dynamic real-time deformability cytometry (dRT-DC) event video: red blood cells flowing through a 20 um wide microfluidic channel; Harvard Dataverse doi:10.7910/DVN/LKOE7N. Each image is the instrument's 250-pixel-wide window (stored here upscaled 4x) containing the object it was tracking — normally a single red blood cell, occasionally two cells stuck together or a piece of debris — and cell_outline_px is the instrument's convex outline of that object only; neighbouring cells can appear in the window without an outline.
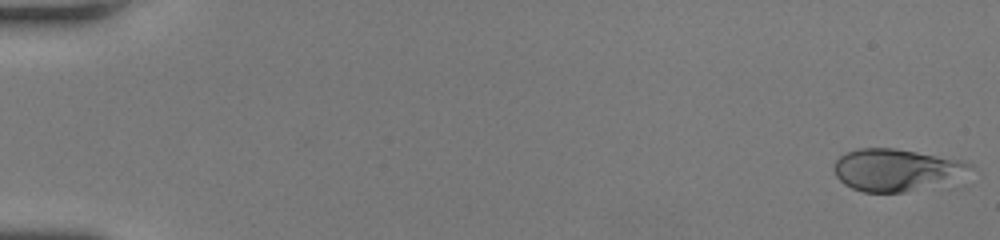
{"species": "human", "species_latin": "Homo sapiens", "temperature_condition": "room temperature", "stored_images_in_passage": 50, "camera_frame_rate_fps": 3000, "um_per_image_px": 0.085, "donor": {"sex": "female"}, "frame": {"image": 1, "passage_image": 1, "time_ms": 0.0, "image_size_px": [1000, 240], "cell_outline_px": [[972, 168], [904, 192], [864, 192], [852, 188], [844, 184], [836, 176], [836, 160], [840, 156], [856, 148], [892, 148], [964, 160], [972, 164]], "centroid_in_image_um": [75.99, 14.39], "position_along_channel_um": 9.0, "area_um2": 31.44}}
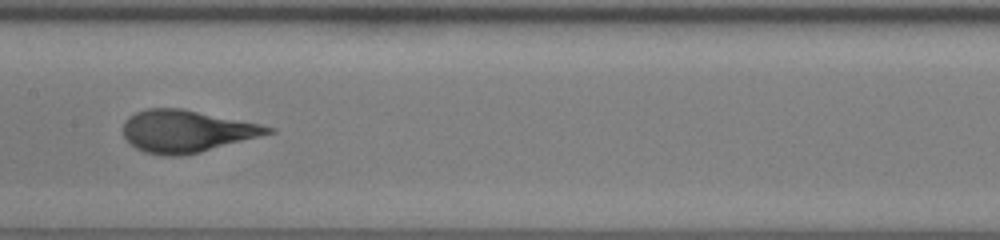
{"frame": {"image": 2, "passage_image": 27, "time_ms": 8.667, "image_size_px": [1000, 240], "cell_outline_px": [[276, 132], [200, 152], [180, 156], [160, 156], [144, 152], [136, 148], [124, 136], [124, 120], [128, 116], [136, 112], [148, 108], [180, 108], [260, 124], [276, 128]], "centroid_in_image_um": [15.84, 11.16], "position_along_channel_um": 191.6, "area_um2": 35.43}}
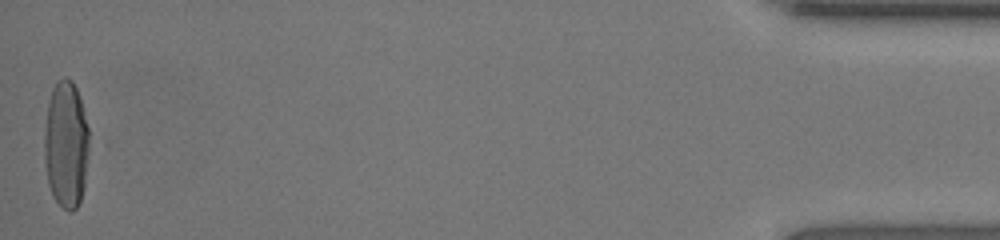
{"frame": {"image": 3, "passage_image": 50, "time_ms": 16.333, "image_size_px": [1000, 240], "cell_outline_px": [[88, 152], [84, 188], [80, 200], [76, 208], [72, 212], [68, 212], [52, 196], [48, 184], [44, 160], [44, 128], [48, 100], [52, 88], [56, 80], [64, 76], [68, 76], [72, 80], [80, 96], [88, 128]], "centroid_in_image_um": [5.59, 12.24], "position_along_channel_um": 429.6, "area_um2": 33.7}, "authors_computed_cell_mechanics": {"area_um2": 33.5529, "velocity_mm_per_s": 4.2641, "shape_relaxation_time_tau1_ms": 3.9765, "shape_relaxation_time_tau2_ms": null, "deformation_change_tau1": 0.2262, "deformation_change_tau2": null}}